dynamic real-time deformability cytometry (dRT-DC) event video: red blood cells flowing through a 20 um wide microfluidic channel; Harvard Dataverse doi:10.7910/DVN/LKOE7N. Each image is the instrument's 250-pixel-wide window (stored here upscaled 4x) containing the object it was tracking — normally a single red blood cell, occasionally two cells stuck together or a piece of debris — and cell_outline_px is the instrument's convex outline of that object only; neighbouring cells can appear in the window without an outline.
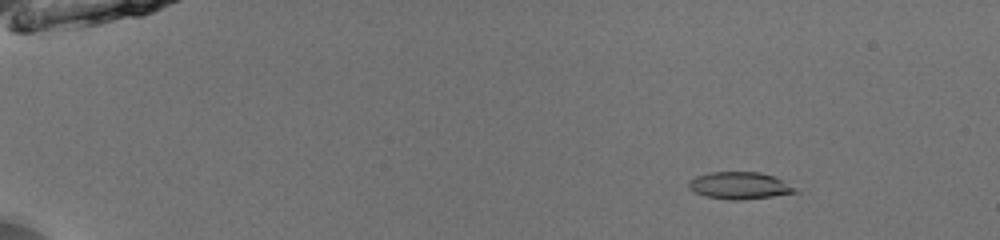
{"species": "common noctule bat (a hibernating species)", "species_latin": "Nyctalus noctula", "temperature_condition": "room temperature", "stored_images_in_passage": 53, "camera_frame_rate_fps": 3000, "um_per_image_px": 0.085, "animal": {"sex": "male", "body_mass_g": 13.0, "forearm_length_mm": 53.1}, "frame": {"image": 1, "passage_image": 8, "time_ms": 2.333, "image_size_px": [1000, 240], "cell_outline_px": [[800, 192], [772, 196], [740, 200], [728, 200], [704, 196], [688, 188], [688, 184], [696, 176], [708, 172], [760, 172], [776, 176], [784, 180], [796, 188]], "centroid_in_image_um": [62.9, 15.77], "position_along_channel_um": 22.1, "area_um2": 16.94}}
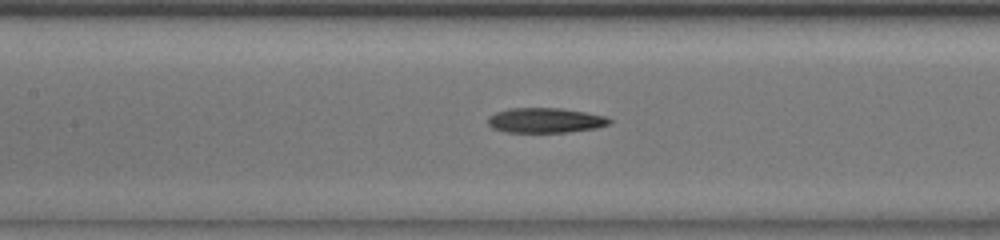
{"frame": {"image": 2, "passage_image": 27, "time_ms": 8.667, "image_size_px": [1000, 240], "cell_outline_px": [[612, 120], [608, 124], [596, 128], [568, 132], [504, 132], [492, 128], [488, 124], [488, 116], [496, 112], [508, 108], [560, 108], [584, 112], [604, 116]], "centroid_in_image_um": [46.3, 10.23], "position_along_channel_um": 161.1, "area_um2": 17.63}}
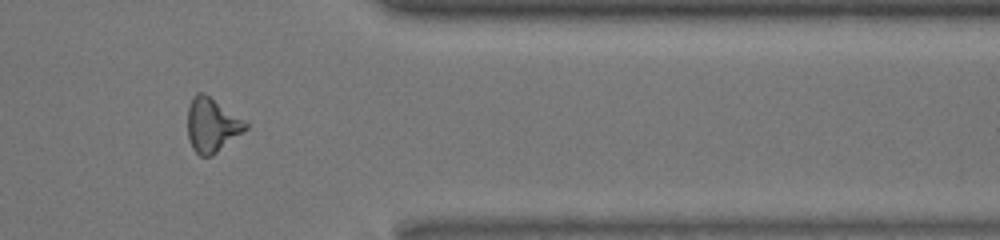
{"frame": {"image": 3, "passage_image": 45, "time_ms": 14.667, "image_size_px": [1000, 240], "cell_outline_px": [[248, 128], [212, 156], [200, 156], [192, 148], [188, 140], [188, 108], [192, 96], [196, 92], [204, 92], [248, 124]], "centroid_in_image_um": [17.97, 10.63], "position_along_channel_um": 393.4, "area_um2": 18.09}}